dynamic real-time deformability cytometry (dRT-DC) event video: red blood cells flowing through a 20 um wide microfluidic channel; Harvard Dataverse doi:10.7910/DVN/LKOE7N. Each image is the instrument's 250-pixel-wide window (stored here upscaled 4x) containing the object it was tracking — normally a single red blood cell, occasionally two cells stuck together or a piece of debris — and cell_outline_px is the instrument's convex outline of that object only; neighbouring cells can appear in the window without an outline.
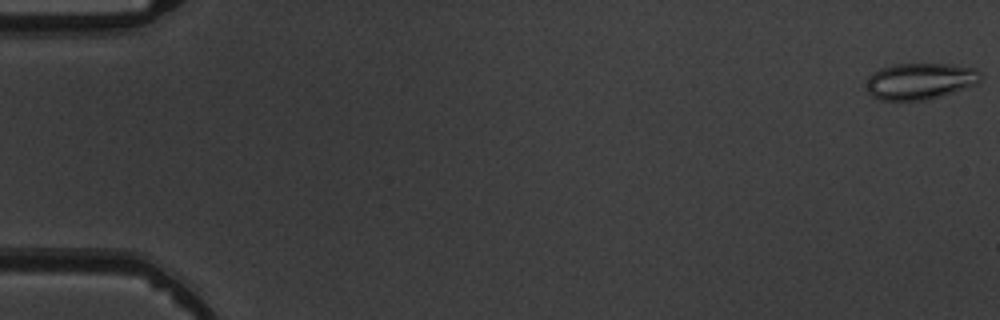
{"species": "common noctule bat (a hibernating species)", "species_latin": "Nyctalus noctula", "temperature_condition": "warm", "stored_images_in_passage": 5, "camera_frame_rate_fps": 3000, "um_per_image_px": 0.085, "animal": {"sex": "male", "body_mass_g": 19.5, "forearm_length_mm": 54.6}, "frame": {"image": 1, "passage_image": 1, "time_ms": 0.0, "image_size_px": [1000, 320], "cell_outline_px": [[984, 76], [976, 84], [940, 96], [924, 100], [880, 100], [872, 96], [868, 92], [868, 76], [872, 72], [880, 68], [896, 64], [948, 64], [976, 68]], "centroid_in_image_um": [78.22, 6.89], "position_along_channel_um": 6.8, "area_um2": 24.16}}